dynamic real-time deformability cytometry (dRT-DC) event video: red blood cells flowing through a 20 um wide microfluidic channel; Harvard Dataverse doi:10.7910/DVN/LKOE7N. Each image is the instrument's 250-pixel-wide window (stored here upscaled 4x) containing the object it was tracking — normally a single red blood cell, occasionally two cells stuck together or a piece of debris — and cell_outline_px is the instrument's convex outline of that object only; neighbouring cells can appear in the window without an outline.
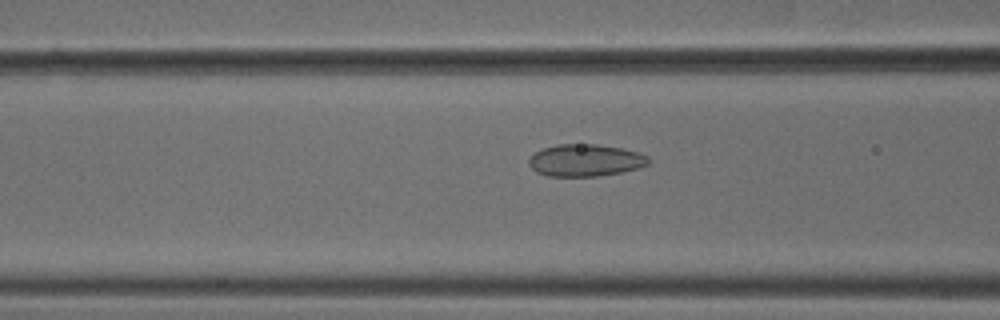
{"species": "common noctule bat (a hibernating species)", "species_latin": "Nyctalus noctula", "temperature_condition": "cold", "stored_images_in_passage": 51, "camera_frame_rate_fps": 3000, "um_per_image_px": 0.085, "animal": {"sex": "male", "body_mass_g": 18.8}, "frame": {"image": 1, "passage_image": 19, "time_ms": 6.0, "image_size_px": [1000, 320], "cell_outline_px": [[652, 160], [648, 164], [640, 168], [600, 176], [548, 176], [536, 172], [528, 164], [528, 160], [536, 152], [544, 148], [556, 144], [596, 144], [624, 148], [640, 152], [648, 156]], "centroid_in_image_um": [49.8, 13.62], "position_along_channel_um": 116.8, "area_um2": 22.6}}
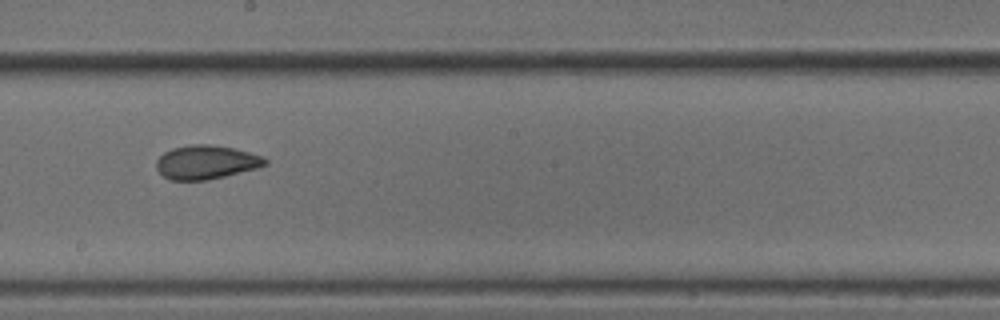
{"frame": {"image": 2, "passage_image": 28, "time_ms": 9.0, "image_size_px": [1000, 320], "cell_outline_px": [[268, 164], [256, 168], [208, 180], [172, 180], [164, 176], [156, 168], [156, 160], [164, 152], [172, 148], [192, 144], [208, 144], [232, 148], [264, 156], [268, 160]], "centroid_in_image_um": [17.52, 13.78], "position_along_channel_um": 230.7, "area_um2": 21.33}}
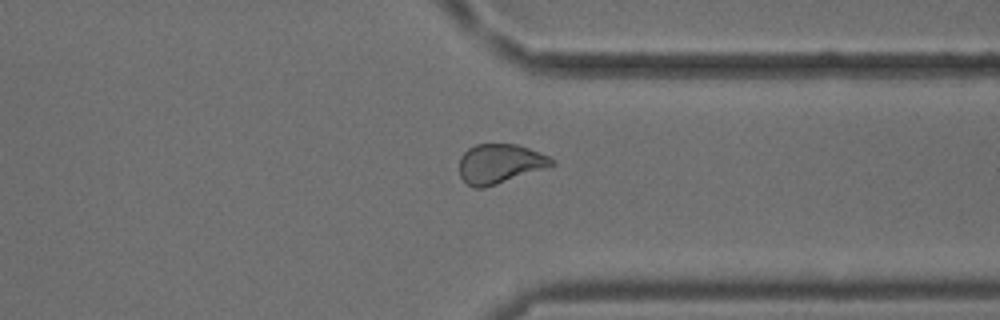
{"frame": {"image": 3, "passage_image": 39, "time_ms": 12.667, "image_size_px": [1000, 320], "cell_outline_px": [[556, 164], [484, 188], [472, 188], [460, 176], [460, 156], [468, 148], [476, 144], [516, 144], [540, 152], [556, 160]], "centroid_in_image_um": [42.47, 13.9], "position_along_channel_um": 368.9, "area_um2": 21.1}, "authors_computed_cell_mechanics": {"area_um2": 22.3686, "velocity_mm_per_s": 3.7777, "shape_relaxation_time_tau1_ms": 9.695, "shape_relaxation_time_tau2_ms": 1.7394, "deformation_change_tau1": 0.1362, "deformation_change_tau2": 0.0652}}